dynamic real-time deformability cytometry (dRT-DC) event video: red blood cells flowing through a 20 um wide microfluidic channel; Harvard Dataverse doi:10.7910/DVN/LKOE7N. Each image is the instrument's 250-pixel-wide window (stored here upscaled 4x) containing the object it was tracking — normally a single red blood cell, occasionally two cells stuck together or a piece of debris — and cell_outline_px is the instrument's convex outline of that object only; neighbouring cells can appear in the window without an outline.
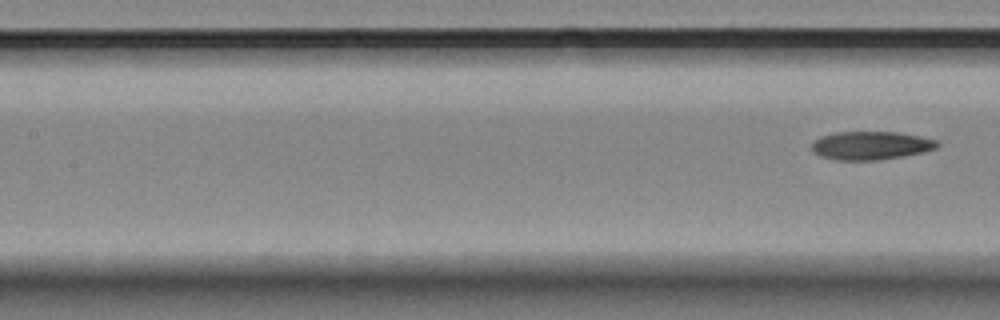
{"species": "Egyptian fruit bat (a non-hibernating species)", "species_latin": "Rousettus aegyptiacus", "temperature_condition": "room temperature", "stored_images_in_passage": 7, "segment_of_instrument_passage": [2, 2], "camera_frame_rate_fps": 3000, "um_per_image_px": 0.085, "animal": {"sex": "female"}, "frame": {"image": 1, "passage_image": 7, "time_ms": 2.0, "image_size_px": [1000, 320], "cell_outline_px": [[940, 144], [936, 148], [924, 152], [904, 156], [876, 160], [836, 160], [820, 156], [812, 152], [812, 144], [820, 136], [836, 132], [896, 132], [920, 136], [936, 140]], "centroid_in_image_um": [74.02, 12.37], "position_along_channel_um": 133.4, "area_um2": 20.75}}